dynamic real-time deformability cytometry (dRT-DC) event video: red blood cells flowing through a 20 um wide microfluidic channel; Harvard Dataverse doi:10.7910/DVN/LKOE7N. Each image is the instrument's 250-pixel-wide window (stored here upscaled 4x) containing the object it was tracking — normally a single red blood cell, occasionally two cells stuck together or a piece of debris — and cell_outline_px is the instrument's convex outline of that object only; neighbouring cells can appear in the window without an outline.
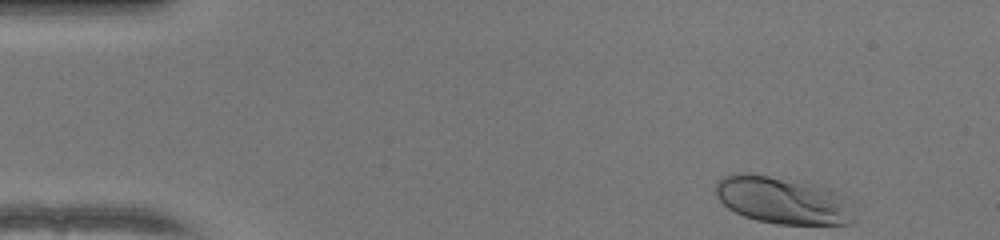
{"species": "human", "species_latin": "Homo sapiens", "temperature_condition": "warm", "stored_images_in_passage": 48, "segment_of_instrument_passage": [1, 2], "camera_frame_rate_fps": 3000, "um_per_image_px": 0.085, "donor": {"sex": "female"}, "frame": {"image": 1, "passage_image": 1, "time_ms": 0.0, "image_size_px": [1000, 240], "cell_outline_px": [[856, 220], [852, 224], [776, 224], [756, 220], [744, 216], [728, 208], [716, 196], [716, 184], [724, 176], [736, 172], [748, 172], [820, 184], [832, 188]], "centroid_in_image_um": [66.46, 17.01], "position_along_channel_um": 18.5, "area_um2": 37.92}}
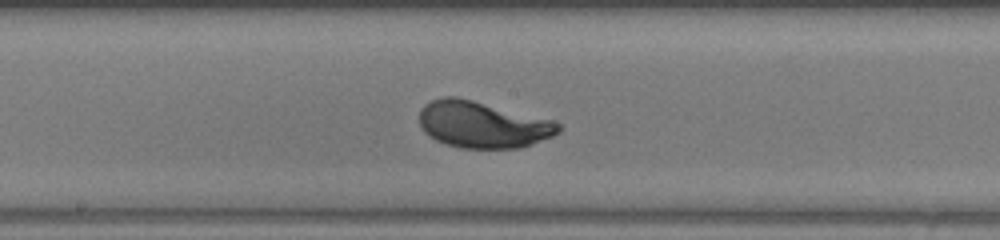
{"frame": {"image": 2, "passage_image": 23, "time_ms": 7.333, "image_size_px": [1000, 240], "cell_outline_px": [[560, 132], [552, 136], [532, 144], [520, 148], [460, 148], [436, 140], [424, 132], [420, 128], [420, 108], [424, 104], [432, 100], [444, 96], [456, 96], [552, 120], [560, 124]], "centroid_in_image_um": [40.99, 10.59], "position_along_channel_um": 207.2, "area_um2": 37.57}}
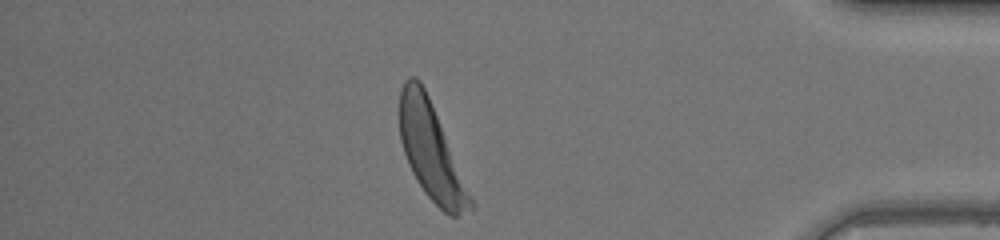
{"frame": {"image": 3, "passage_image": 40, "time_ms": 13.0, "image_size_px": [1000, 240], "cell_outline_px": [[476, 208], [460, 216], [448, 216], [424, 192], [416, 180], [408, 164], [400, 140], [400, 88], [404, 80], [408, 76], [416, 76], [420, 80], [428, 96], [476, 204]], "centroid_in_image_um": [36.66, 12.9], "position_along_channel_um": 398.5, "area_um2": 39.65}}